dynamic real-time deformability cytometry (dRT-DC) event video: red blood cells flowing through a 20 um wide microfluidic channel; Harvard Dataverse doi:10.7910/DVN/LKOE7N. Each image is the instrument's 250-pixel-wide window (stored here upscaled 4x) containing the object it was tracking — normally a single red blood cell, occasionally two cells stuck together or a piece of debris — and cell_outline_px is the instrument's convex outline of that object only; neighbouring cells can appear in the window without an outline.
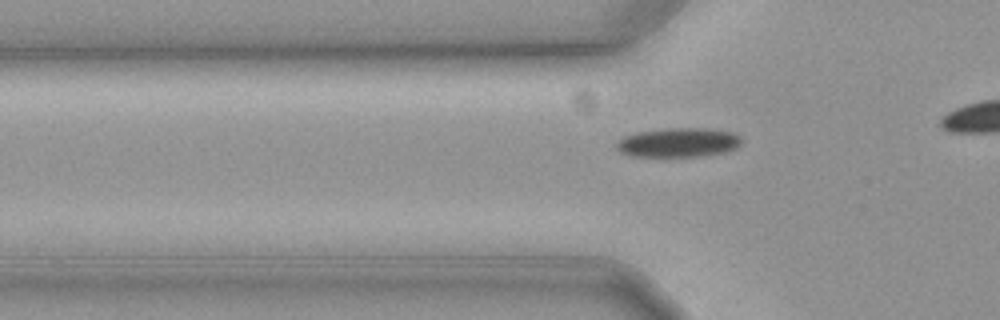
{"species": "common noctule bat (a hibernating species)", "species_latin": "Nyctalus noctula", "temperature_condition": "cold", "stored_images_in_passage": 28, "camera_frame_rate_fps": 3000, "um_per_image_px": 0.085, "animal": {"sex": "female", "body_mass_g": 19.3, "forearm_length_mm": 54.1}, "frame": {"image": 1, "passage_image": 11, "time_ms": 3.333, "image_size_px": [1000, 320], "cell_outline_px": [[740, 144], [736, 148], [724, 152], [696, 156], [632, 156], [620, 152], [616, 148], [616, 144], [624, 136], [636, 132], [664, 128], [708, 128], [732, 132], [740, 136]], "centroid_in_image_um": [57.64, 12.1], "position_along_channel_um": 68.2, "area_um2": 21.21}}
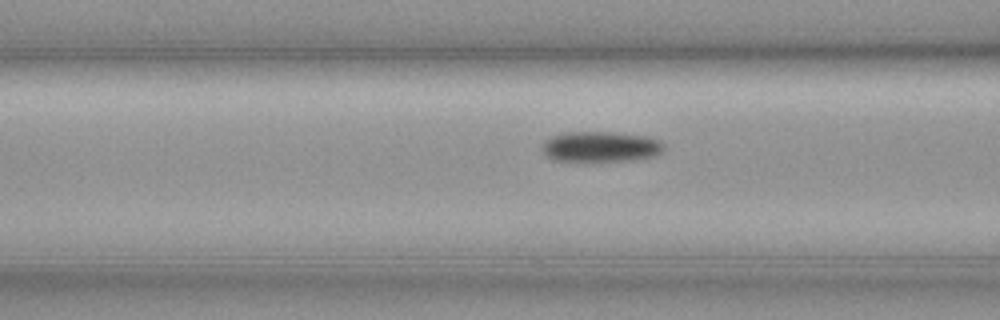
{"frame": {"image": 2, "passage_image": 15, "time_ms": 4.667, "image_size_px": [1000, 320], "cell_outline_px": [[664, 148], [656, 156], [636, 160], [552, 160], [544, 152], [544, 144], [552, 136], [564, 132], [612, 132], [648, 136], [660, 140], [664, 144]], "centroid_in_image_um": [51.14, 12.45], "position_along_channel_um": 115.5, "area_um2": 21.33}}
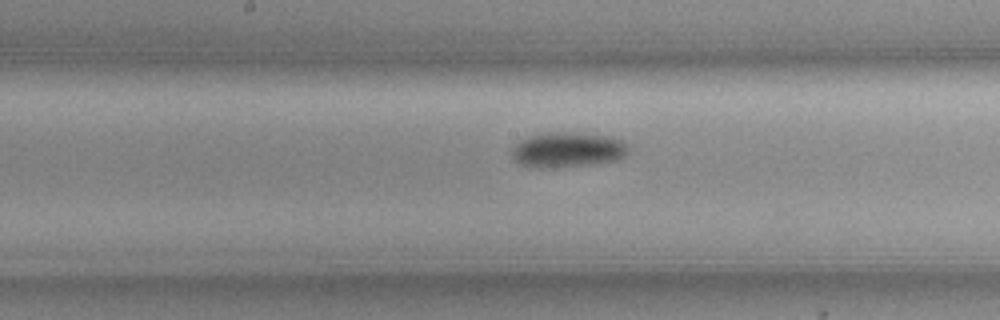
{"frame": {"image": 3, "passage_image": 22, "time_ms": 7.0, "image_size_px": [1000, 320], "cell_outline_px": [[628, 152], [624, 156], [616, 160], [592, 164], [520, 164], [512, 156], [512, 144], [528, 136], [552, 132], [572, 132], [612, 136], [620, 140], [628, 148]], "centroid_in_image_um": [48.28, 12.65], "position_along_channel_um": 199.9, "area_um2": 22.72}}